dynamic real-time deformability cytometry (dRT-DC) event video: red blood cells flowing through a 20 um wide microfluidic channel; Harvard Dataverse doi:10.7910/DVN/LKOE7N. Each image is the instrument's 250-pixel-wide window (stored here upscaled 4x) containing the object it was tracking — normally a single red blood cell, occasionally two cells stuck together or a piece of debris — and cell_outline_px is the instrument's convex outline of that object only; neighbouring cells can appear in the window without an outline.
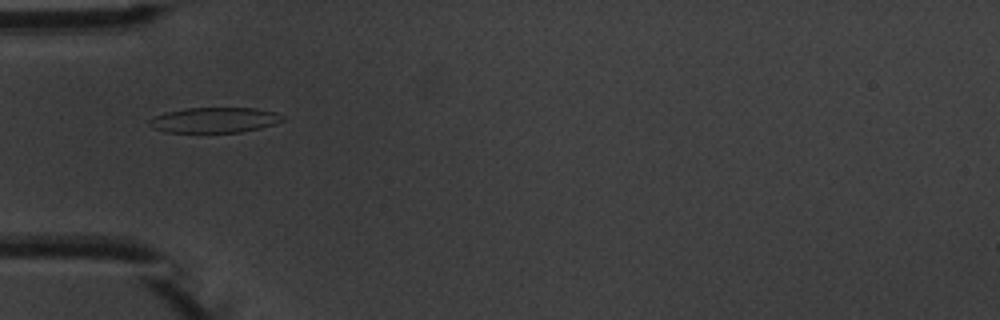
{"species": "common noctule bat (a hibernating species)", "species_latin": "Nyctalus noctula", "temperature_condition": "warm", "stored_images_in_passage": 6, "camera_frame_rate_fps": 3000, "um_per_image_px": 0.085, "animal": {"sex": "male", "body_mass_g": 20.1, "forearm_length_mm": 53.5}, "frame": {"image": 1, "passage_image": 3, "time_ms": 2.333, "image_size_px": [1000, 320], "cell_outline_px": [[284, 120], [276, 124], [260, 128], [240, 132], [164, 132], [152, 128], [148, 124], [148, 120], [152, 116], [164, 112], [188, 108], [256, 108], [276, 112], [284, 116]], "centroid_in_image_um": [18.21, 10.2], "position_along_channel_um": 66.8, "area_um2": 19.88}}
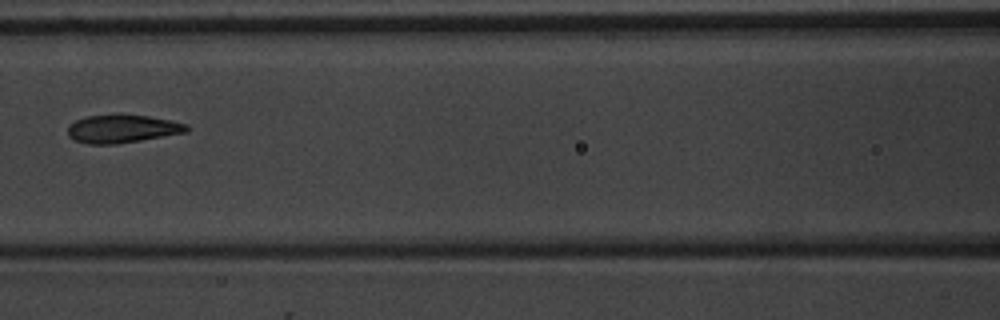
{"frame": {"image": 2, "passage_image": 5, "time_ms": 4.667, "image_size_px": [1000, 320], "cell_outline_px": [[188, 132], [116, 144], [88, 144], [72, 140], [68, 136], [68, 124], [84, 116], [148, 116], [188, 124]], "centroid_in_image_um": [10.35, 10.97], "position_along_channel_um": 156.2, "area_um2": 19.13}}
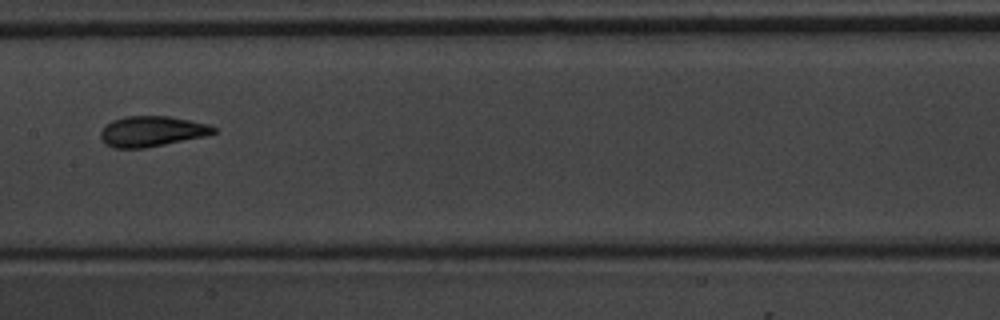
{"frame": {"image": 3, "passage_image": 6, "time_ms": 5.667, "image_size_px": [1000, 320], "cell_outline_px": [[216, 132], [208, 136], [144, 148], [112, 148], [104, 144], [100, 136], [100, 132], [104, 124], [112, 120], [124, 116], [168, 116], [208, 124], [216, 128]], "centroid_in_image_um": [12.87, 11.17], "position_along_channel_um": 194.5, "area_um2": 20.29}}